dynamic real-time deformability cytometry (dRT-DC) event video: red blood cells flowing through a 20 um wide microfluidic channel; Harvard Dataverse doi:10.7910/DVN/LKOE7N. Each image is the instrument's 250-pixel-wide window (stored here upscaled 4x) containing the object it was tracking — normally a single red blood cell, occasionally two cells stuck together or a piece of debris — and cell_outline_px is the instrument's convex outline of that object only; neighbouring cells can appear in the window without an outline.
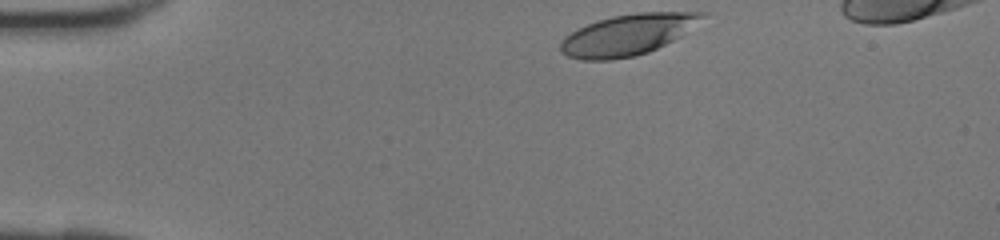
{"species": "human", "species_latin": "Homo sapiens", "temperature_condition": "room temperature", "stored_images_in_passage": 34, "camera_frame_rate_fps": 3000, "um_per_image_px": 0.085, "donor": {"sex": "female"}, "frame": {"image": 1, "passage_image": 1, "time_ms": 0.0, "image_size_px": [1000, 240], "cell_outline_px": [[708, 12], [704, 16], [680, 36], [648, 52], [636, 56], [608, 60], [580, 60], [568, 56], [560, 52], [560, 44], [564, 36], [576, 28], [596, 20], [612, 16], [636, 12]], "centroid_in_image_um": [53.26, 2.95], "position_along_channel_um": 31.7, "area_um2": 33.64}}
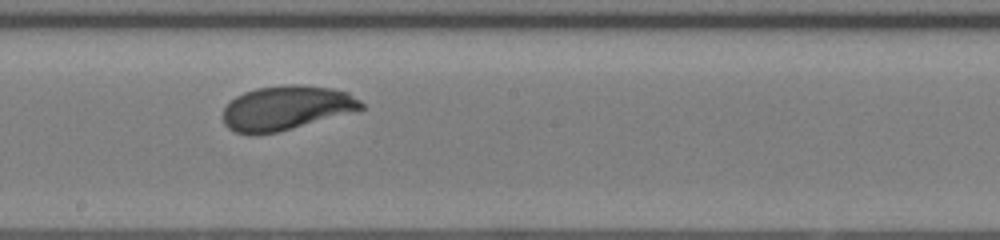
{"frame": {"image": 2, "passage_image": 17, "time_ms": 5.333, "image_size_px": [1000, 240], "cell_outline_px": [[364, 108], [292, 128], [276, 132], [256, 136], [252, 136], [236, 132], [228, 128], [224, 124], [224, 108], [236, 96], [244, 92], [256, 88], [288, 84], [300, 84], [332, 88], [348, 92], [360, 100], [364, 104]], "centroid_in_image_um": [24.3, 9.17], "position_along_channel_um": 223.9, "area_um2": 35.55}}
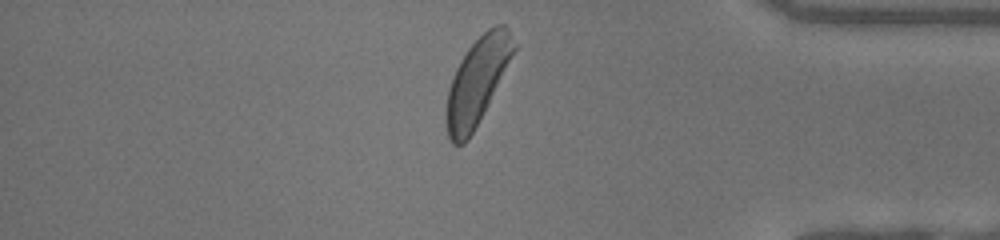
{"frame": {"image": 3, "passage_image": 29, "time_ms": 9.333, "image_size_px": [1000, 240], "cell_outline_px": [[516, 48], [488, 104], [468, 140], [464, 144], [452, 144], [448, 136], [444, 116], [448, 88], [452, 76], [460, 60], [468, 48], [488, 28], [496, 24], [504, 24], [508, 28], [516, 44]], "centroid_in_image_um": [40.53, 6.91], "position_along_channel_um": 394.7, "area_um2": 33.7}}